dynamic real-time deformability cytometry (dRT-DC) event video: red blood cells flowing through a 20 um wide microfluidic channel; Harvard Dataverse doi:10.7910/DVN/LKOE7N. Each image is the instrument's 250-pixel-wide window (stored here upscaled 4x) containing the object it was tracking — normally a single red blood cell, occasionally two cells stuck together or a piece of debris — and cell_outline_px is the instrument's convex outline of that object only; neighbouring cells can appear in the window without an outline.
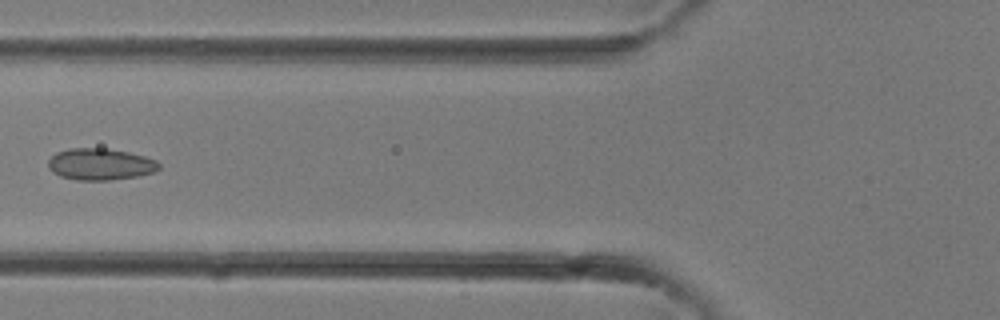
{"species": "common noctule bat (a hibernating species)", "species_latin": "Nyctalus noctula", "temperature_condition": "room temperature", "stored_images_in_passage": 24, "camera_frame_rate_fps": 3000, "um_per_image_px": 0.085, "animal": {"sex": "female"}, "frame": {"image": 1, "passage_image": 4, "time_ms": 1.0, "image_size_px": [1000, 320], "cell_outline_px": [[160, 168], [152, 172], [140, 176], [112, 180], [76, 180], [60, 176], [52, 172], [48, 168], [48, 160], [56, 152], [68, 148], [104, 148], [128, 152], [144, 156], [156, 160], [160, 164]], "centroid_in_image_um": [8.51, 13.96], "position_along_channel_um": 117.3, "area_um2": 20.58}}
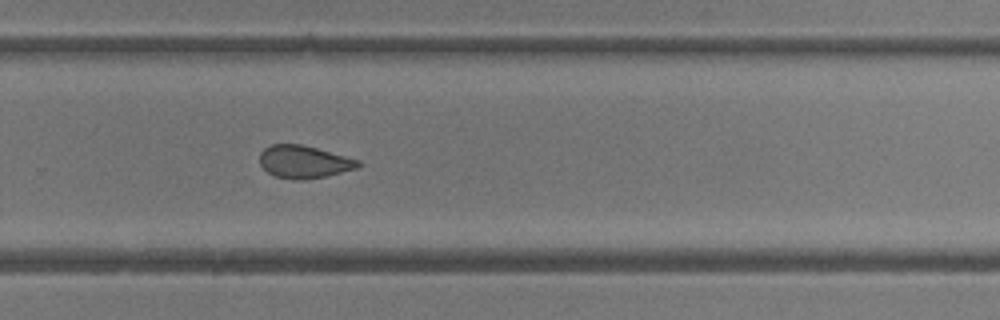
{"frame": {"image": 2, "passage_image": 13, "time_ms": 4.0, "image_size_px": [1000, 320], "cell_outline_px": [[360, 164], [356, 168], [324, 176], [304, 180], [292, 180], [276, 176], [268, 172], [260, 164], [260, 152], [264, 148], [272, 144], [300, 144], [316, 148], [360, 160]], "centroid_in_image_um": [25.8, 13.75], "position_along_channel_um": 304.0, "area_um2": 18.5}}
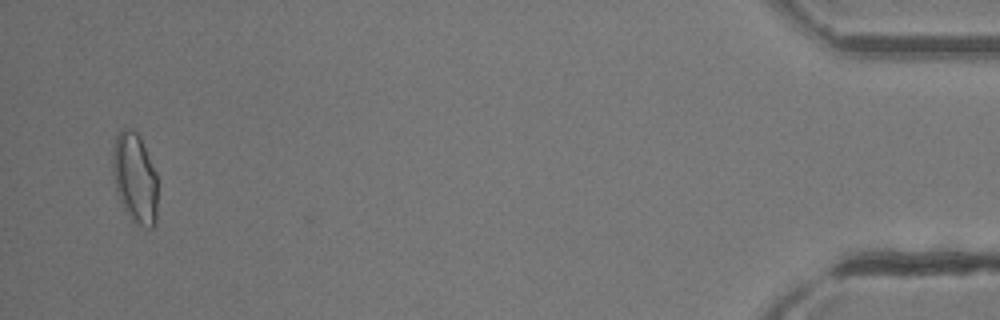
{"frame": {"image": 3, "passage_image": 23, "time_ms": 7.333, "image_size_px": [1000, 320], "cell_outline_px": [[156, 224], [152, 228], [148, 228], [136, 224], [132, 220], [124, 208], [120, 200], [116, 188], [112, 172], [112, 152], [116, 136], [124, 128], [132, 128], [140, 136], [156, 172]], "centroid_in_image_um": [11.46, 15.12], "position_along_channel_um": 423.7, "area_um2": 23.58}}